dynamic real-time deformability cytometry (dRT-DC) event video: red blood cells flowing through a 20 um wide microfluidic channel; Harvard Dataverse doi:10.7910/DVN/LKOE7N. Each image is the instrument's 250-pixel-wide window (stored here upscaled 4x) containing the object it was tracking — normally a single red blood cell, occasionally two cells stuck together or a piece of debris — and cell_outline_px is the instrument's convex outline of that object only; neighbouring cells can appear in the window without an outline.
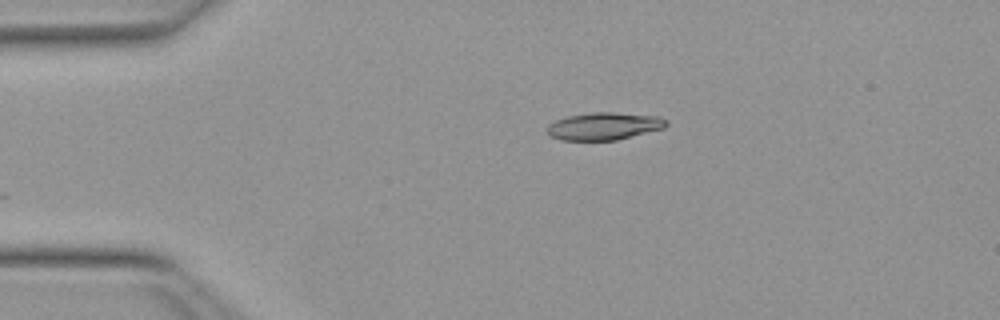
{"species": "Egyptian fruit bat (a non-hibernating species)", "species_latin": "Rousettus aegyptiacus", "temperature_condition": "warm", "stored_images_in_passage": 16, "camera_frame_rate_fps": 3000, "um_per_image_px": 0.085, "animal": {"sex": "female"}, "frame": {"image": 1, "passage_image": 1, "time_ms": 0.0, "image_size_px": [1000, 320], "cell_outline_px": [[668, 124], [664, 128], [616, 140], [560, 140], [544, 132], [544, 128], [548, 124], [556, 120], [568, 116], [592, 112], [612, 112], [660, 116], [668, 120]], "centroid_in_image_um": [51.32, 10.72], "position_along_channel_um": 33.7, "area_um2": 19.25}}
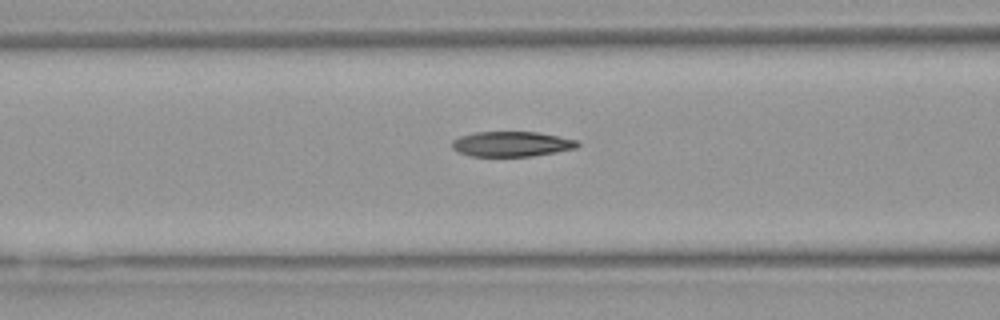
{"frame": {"image": 2, "passage_image": 11, "time_ms": 3.333, "image_size_px": [1000, 320], "cell_outline_px": [[580, 144], [576, 148], [556, 152], [532, 156], [468, 156], [456, 152], [452, 148], [452, 140], [460, 136], [476, 132], [536, 132], [576, 140]], "centroid_in_image_um": [43.43, 12.25], "position_along_channel_um": 123.2, "area_um2": 18.32}}
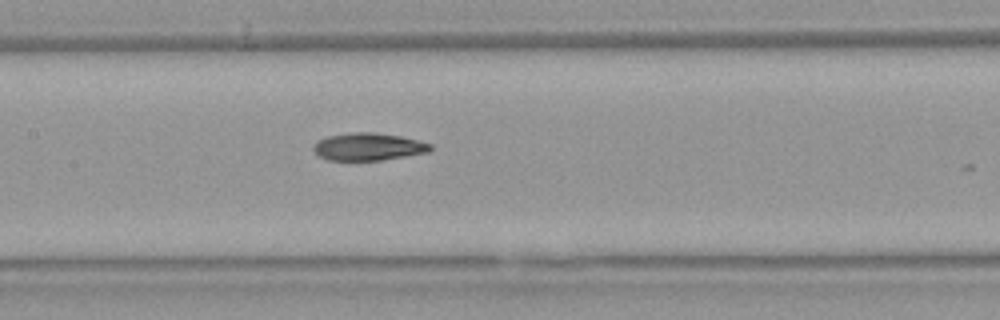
{"frame": {"image": 3, "passage_image": 15, "time_ms": 4.667, "image_size_px": [1000, 320], "cell_outline_px": [[432, 148], [428, 152], [380, 160], [328, 160], [320, 156], [312, 148], [316, 140], [328, 136], [348, 132], [376, 132], [400, 136], [432, 144]], "centroid_in_image_um": [31.27, 12.46], "position_along_channel_um": 176.1, "area_um2": 18.67}}